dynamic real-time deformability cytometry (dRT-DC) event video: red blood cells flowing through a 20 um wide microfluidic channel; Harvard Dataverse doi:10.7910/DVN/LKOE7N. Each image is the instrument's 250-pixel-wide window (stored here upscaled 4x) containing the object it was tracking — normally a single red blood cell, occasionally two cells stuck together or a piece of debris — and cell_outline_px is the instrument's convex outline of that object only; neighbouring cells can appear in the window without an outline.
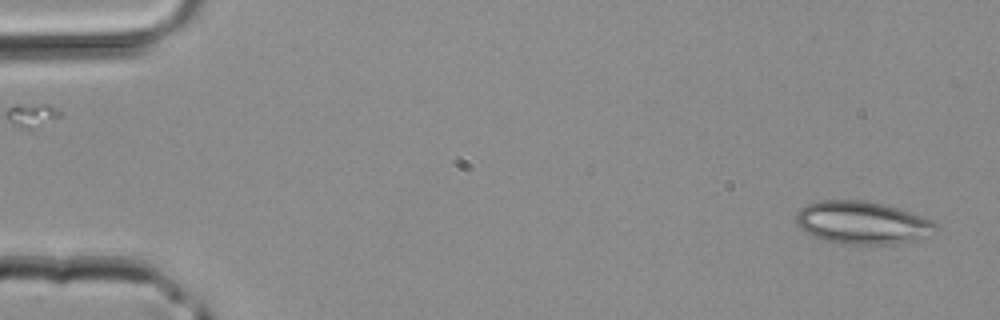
{"species": "common noctule bat (a hibernating species)", "species_latin": "Nyctalus noctula", "temperature_condition": "room temperature", "stored_images_in_passage": 41, "camera_frame_rate_fps": 3000, "um_per_image_px": 0.085, "animal": {"sex": "male", "body_mass_g": 20.4}, "frame": {"image": 1, "passage_image": 1, "time_ms": 0.0, "image_size_px": [1000, 320], "cell_outline_px": [[940, 228], [932, 236], [892, 244], [844, 244], [824, 240], [812, 236], [804, 232], [796, 224], [796, 212], [800, 208], [808, 204], [820, 200], [864, 200], [896, 208], [932, 220], [940, 224]], "centroid_in_image_um": [73.3, 18.94], "position_along_channel_um": 11.7, "area_um2": 34.97}}
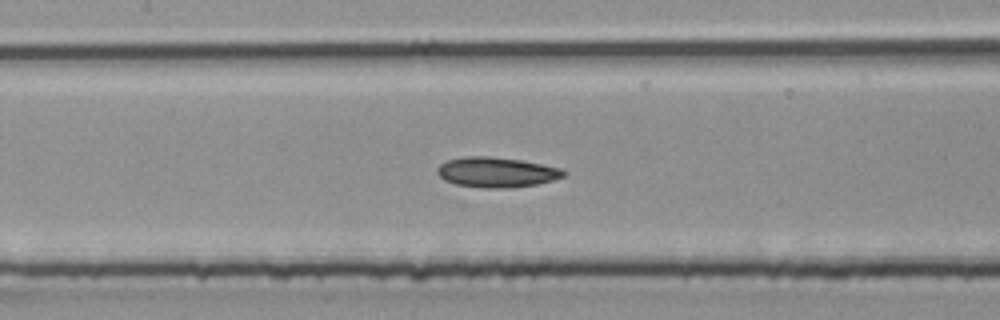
{"frame": {"image": 2, "passage_image": 19, "time_ms": 6.0, "image_size_px": [1000, 320], "cell_outline_px": [[568, 172], [564, 176], [552, 180], [536, 184], [512, 188], [484, 188], [456, 184], [444, 180], [436, 172], [436, 168], [440, 164], [448, 160], [464, 156], [488, 156], [520, 160], [560, 168]], "centroid_in_image_um": [42.18, 14.64], "position_along_channel_um": 165.2, "area_um2": 22.14}}
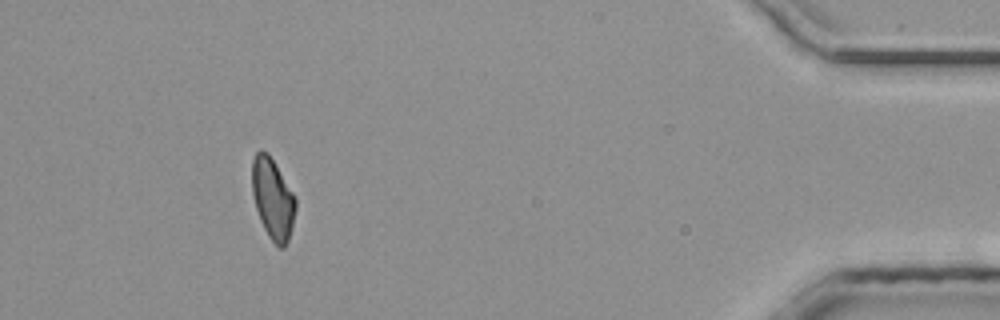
{"frame": {"image": 3, "passage_image": 38, "time_ms": 12.333, "image_size_px": [1000, 320], "cell_outline_px": [[296, 208], [292, 228], [288, 240], [284, 248], [280, 248], [268, 236], [260, 220], [256, 208], [252, 192], [252, 160], [256, 152], [260, 148], [268, 152], [292, 192], [296, 200]], "centroid_in_image_um": [23.17, 16.88], "position_along_channel_um": 412.0, "area_um2": 20.4}}